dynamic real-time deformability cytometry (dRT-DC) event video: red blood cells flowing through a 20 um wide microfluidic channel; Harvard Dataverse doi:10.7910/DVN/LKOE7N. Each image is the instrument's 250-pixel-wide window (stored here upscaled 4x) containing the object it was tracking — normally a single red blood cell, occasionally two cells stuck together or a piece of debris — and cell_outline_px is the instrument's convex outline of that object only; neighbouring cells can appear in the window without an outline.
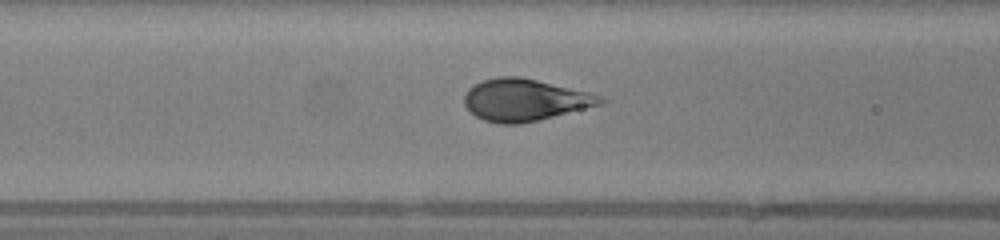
{"species": "human", "species_latin": "Homo sapiens", "temperature_condition": "warm", "stored_images_in_passage": 48, "camera_frame_rate_fps": 3000, "um_per_image_px": 0.085, "donor": {"sex": "female"}, "frame": {"image": 1, "passage_image": 18, "time_ms": 5.667, "image_size_px": [1000, 240], "cell_outline_px": [[608, 100], [604, 104], [520, 124], [500, 124], [484, 120], [476, 116], [464, 104], [464, 96], [468, 88], [484, 80], [496, 76], [520, 76], [588, 92], [600, 96]], "centroid_in_image_um": [44.61, 8.49], "position_along_channel_um": 122.0, "area_um2": 33.12}}
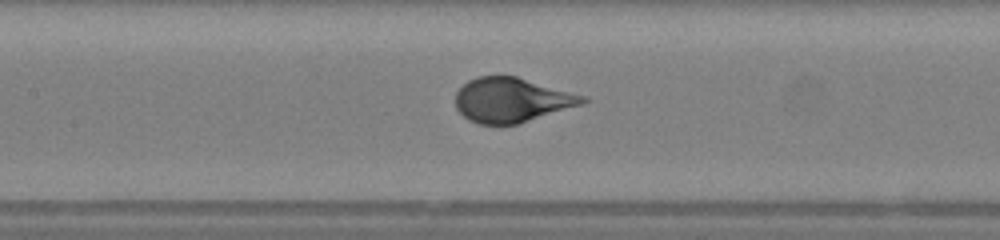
{"frame": {"image": 2, "passage_image": 21, "time_ms": 6.667, "image_size_px": [1000, 240], "cell_outline_px": [[592, 100], [580, 104], [516, 124], [480, 124], [468, 120], [456, 108], [456, 92], [468, 80], [476, 76], [516, 76], [584, 96]], "centroid_in_image_um": [43.44, 8.49], "position_along_channel_um": 164.0, "area_um2": 32.43}}
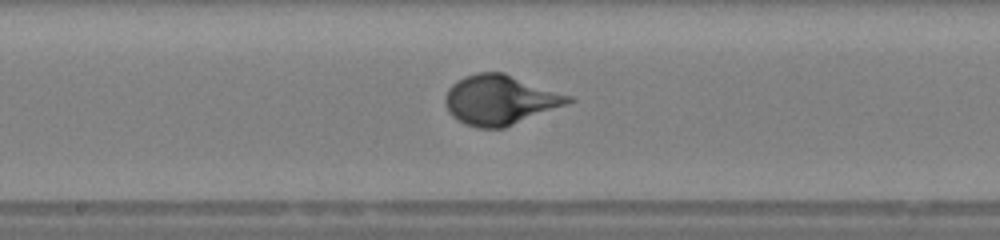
{"frame": {"image": 3, "passage_image": 24, "time_ms": 7.667, "image_size_px": [1000, 240], "cell_outline_px": [[576, 100], [504, 128], [476, 128], [464, 124], [452, 116], [448, 112], [444, 100], [444, 96], [448, 88], [456, 80], [464, 76], [476, 72], [504, 72], [572, 96]], "centroid_in_image_um": [42.46, 8.48], "position_along_channel_um": 205.7, "area_um2": 35.78}, "authors_computed_cell_mechanics": {"area_um2": 33.8419, "velocity_mm_per_s": 4.1835, "shape_relaxation_time_tau1_ms": 3.5218, "shape_relaxation_time_tau2_ms": null, "deformation_change_tau1": 0.1959, "deformation_change_tau2": null}}